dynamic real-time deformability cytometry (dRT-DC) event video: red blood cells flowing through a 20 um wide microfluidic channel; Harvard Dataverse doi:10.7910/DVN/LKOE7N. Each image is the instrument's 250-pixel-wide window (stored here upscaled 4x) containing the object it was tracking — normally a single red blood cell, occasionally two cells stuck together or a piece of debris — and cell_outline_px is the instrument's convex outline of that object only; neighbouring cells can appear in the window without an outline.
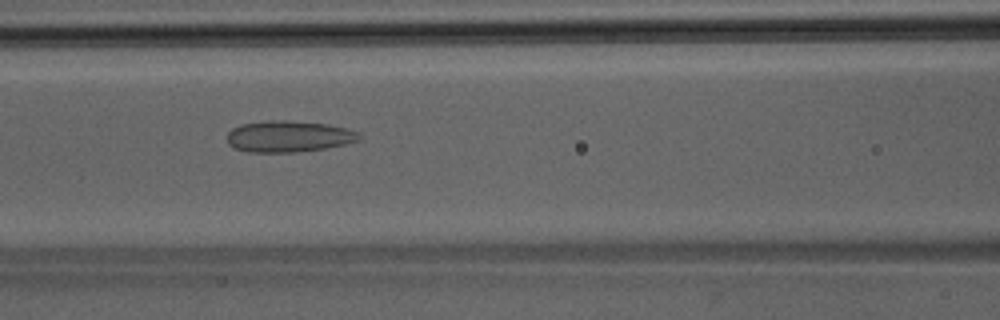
{"species": "Egyptian fruit bat (a non-hibernating species)", "species_latin": "Rousettus aegyptiacus", "temperature_condition": "room temperature", "stored_images_in_passage": 44, "camera_frame_rate_fps": 3000, "um_per_image_px": 0.085, "animal": {"sex": "male"}, "frame": {"image": 1, "passage_image": 19, "time_ms": 6.0, "image_size_px": [1000, 320], "cell_outline_px": [[360, 140], [344, 144], [324, 148], [296, 152], [248, 152], [236, 148], [228, 144], [228, 132], [232, 128], [240, 124], [268, 120], [284, 120], [328, 124], [348, 128], [360, 132]], "centroid_in_image_um": [24.54, 11.58], "position_along_channel_um": 142.1, "area_um2": 24.16}}
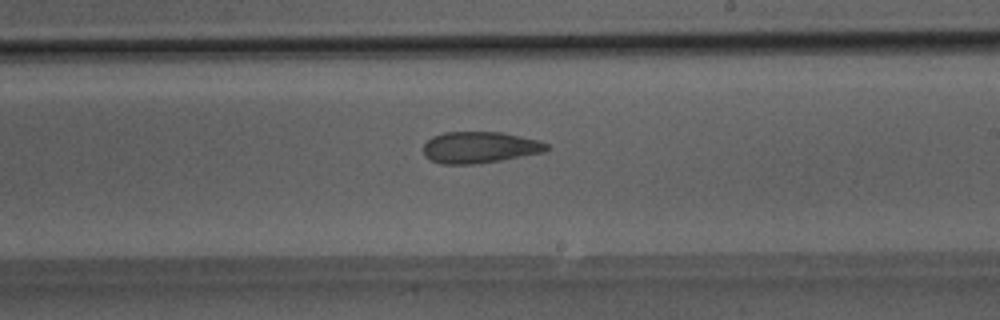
{"frame": {"image": 2, "passage_image": 26, "time_ms": 8.333, "image_size_px": [1000, 320], "cell_outline_px": [[548, 148], [544, 152], [504, 160], [476, 164], [444, 164], [432, 160], [424, 156], [424, 144], [432, 136], [444, 132], [504, 132], [540, 140], [548, 144]], "centroid_in_image_um": [40.8, 12.52], "position_along_channel_um": 248.2, "area_um2": 22.77}}
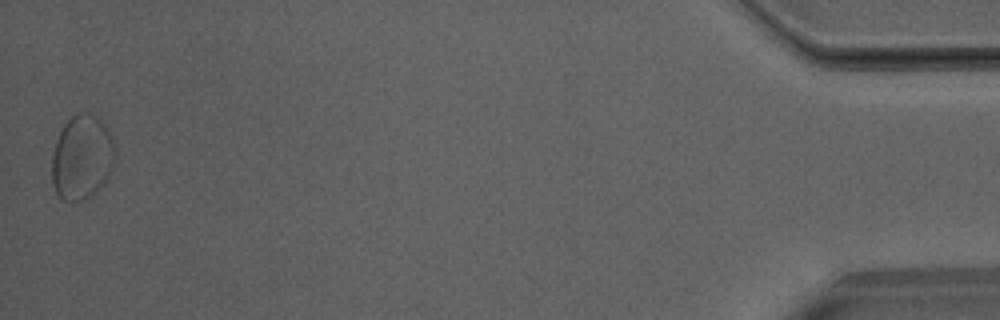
{"frame": {"image": 3, "passage_image": 44, "time_ms": 14.333, "image_size_px": [1000, 320], "cell_outline_px": [[116, 160], [108, 180], [104, 184], [88, 196], [80, 200], [60, 200], [52, 184], [52, 156], [56, 140], [64, 124], [76, 112], [88, 112], [96, 116], [108, 128], [116, 148]], "centroid_in_image_um": [6.99, 13.36], "position_along_channel_um": 428.2, "area_um2": 31.5}}